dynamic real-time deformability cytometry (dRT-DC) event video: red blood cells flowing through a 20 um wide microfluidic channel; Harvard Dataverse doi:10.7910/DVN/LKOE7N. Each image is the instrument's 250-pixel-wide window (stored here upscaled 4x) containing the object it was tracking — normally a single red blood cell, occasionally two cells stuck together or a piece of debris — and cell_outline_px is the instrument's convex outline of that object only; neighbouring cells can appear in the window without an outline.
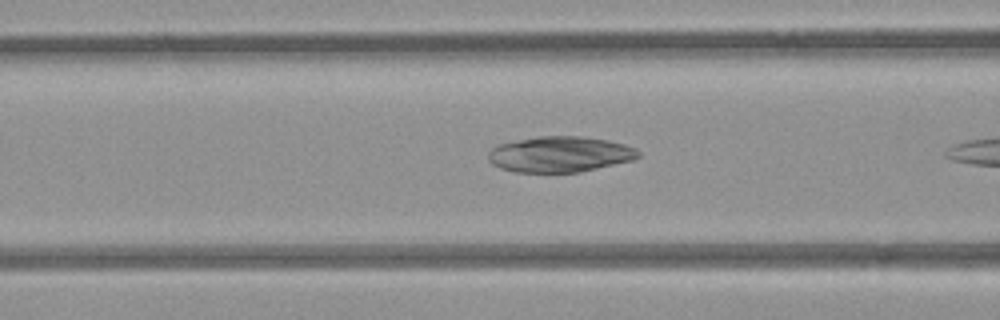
{"species": "common noctule bat (a hibernating species)", "species_latin": "Nyctalus noctula", "temperature_condition": "room temperature", "stored_images_in_passage": 16, "camera_frame_rate_fps": 3000, "um_per_image_px": 0.085, "animal": {"sex": "female", "body_mass_g": 21.9}, "frame": {"image": 1, "passage_image": 14, "time_ms": 4.333, "image_size_px": [1000, 320], "cell_outline_px": [[640, 156], [632, 160], [580, 172], [516, 172], [500, 168], [492, 164], [488, 160], [488, 152], [496, 144], [540, 136], [580, 136], [608, 140], [624, 144], [636, 148], [640, 152]], "centroid_in_image_um": [47.58, 13.11], "position_along_channel_um": 119.0, "area_um2": 31.27}}